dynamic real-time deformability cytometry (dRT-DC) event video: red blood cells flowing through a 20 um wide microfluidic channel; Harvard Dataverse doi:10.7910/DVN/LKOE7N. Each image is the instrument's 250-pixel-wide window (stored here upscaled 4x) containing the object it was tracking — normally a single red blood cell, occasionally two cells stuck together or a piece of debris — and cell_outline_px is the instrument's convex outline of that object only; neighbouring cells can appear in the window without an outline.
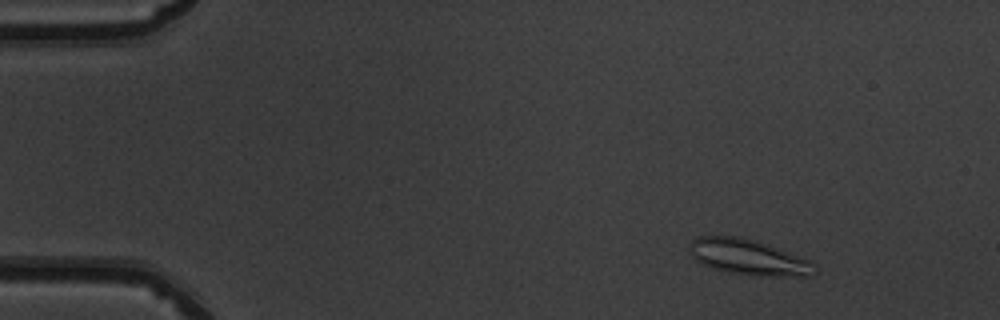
{"species": "common noctule bat (a hibernating species)", "species_latin": "Nyctalus noctula", "temperature_condition": "warm", "stored_images_in_passage": 51, "camera_frame_rate_fps": 3000, "um_per_image_px": 0.085, "animal": {"sex": "male", "body_mass_g": 19.5, "forearm_length_mm": 54.6}, "frame": {"image": 1, "passage_image": 7, "time_ms": 2.0, "image_size_px": [1000, 320], "cell_outline_px": [[816, 272], [812, 276], [800, 276], [732, 272], [712, 268], [696, 260], [692, 256], [688, 248], [692, 240], [696, 236], [740, 236], [756, 240], [808, 260], [816, 264]], "centroid_in_image_um": [63.58, 21.82], "position_along_channel_um": 21.4, "area_um2": 25.2}}
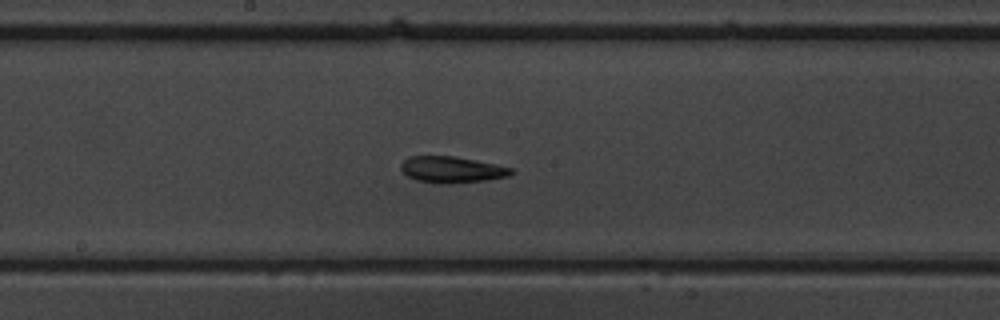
{"frame": {"image": 2, "passage_image": 28, "time_ms": 9.0, "image_size_px": [1000, 320], "cell_outline_px": [[512, 172], [508, 176], [488, 180], [448, 184], [440, 184], [416, 180], [408, 176], [400, 168], [400, 164], [408, 156], [452, 156], [496, 164], [512, 168]], "centroid_in_image_um": [38.37, 14.42], "position_along_channel_um": 209.8, "area_um2": 16.88}}
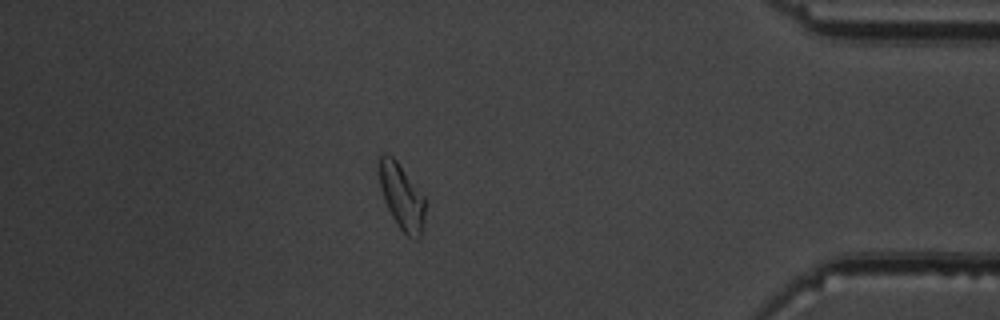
{"frame": {"image": 3, "passage_image": 45, "time_ms": 14.667, "image_size_px": [1000, 320], "cell_outline_px": [[424, 216], [420, 240], [416, 240], [408, 236], [400, 228], [392, 216], [384, 200], [380, 188], [380, 156], [384, 152], [392, 156], [396, 160], [424, 196]], "centroid_in_image_um": [34.15, 16.74], "position_along_channel_um": 401.0, "area_um2": 17.22}, "authors_computed_cell_mechanics": {"area_um2": 17.8602, "velocity_mm_per_s": 4.0128, "shape_relaxation_time_tau1_ms": null, "shape_relaxation_time_tau2_ms": 1.9857, "deformation_change_tau1": null, "deformation_change_tau2": 0.0865}}